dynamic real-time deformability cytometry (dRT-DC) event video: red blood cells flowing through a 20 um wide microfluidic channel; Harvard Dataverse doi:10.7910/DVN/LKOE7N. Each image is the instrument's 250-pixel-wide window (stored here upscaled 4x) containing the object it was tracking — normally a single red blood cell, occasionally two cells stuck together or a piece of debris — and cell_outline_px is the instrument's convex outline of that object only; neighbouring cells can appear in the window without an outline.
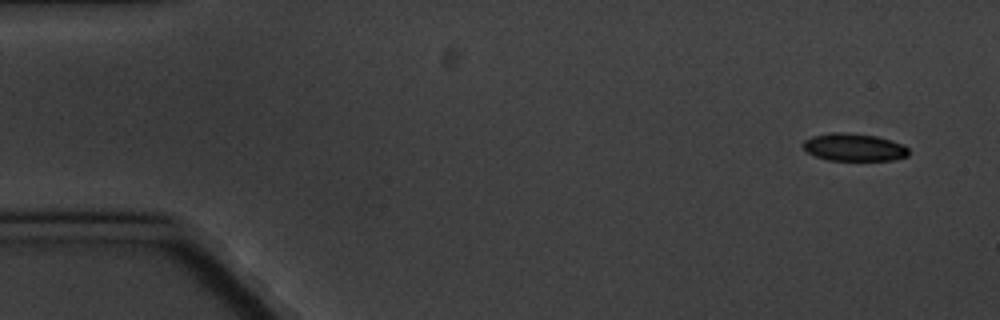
{"species": "common noctule bat (a hibernating species)", "species_latin": "Nyctalus noctula", "temperature_condition": "cold", "stored_images_in_passage": 5, "camera_frame_rate_fps": 3000, "um_per_image_px": 0.085, "animal": {"sex": "male", "body_mass_g": 20.1, "forearm_length_mm": 53.5}, "frame": {"image": 1, "passage_image": 1, "time_ms": 0.0, "image_size_px": [1000, 320], "cell_outline_px": [[908, 156], [892, 160], [828, 160], [816, 156], [808, 152], [804, 148], [804, 140], [812, 136], [832, 132], [848, 132], [876, 136], [892, 140], [904, 144], [908, 148]], "centroid_in_image_um": [72.62, 12.51], "position_along_channel_um": 12.4, "area_um2": 16.99}}
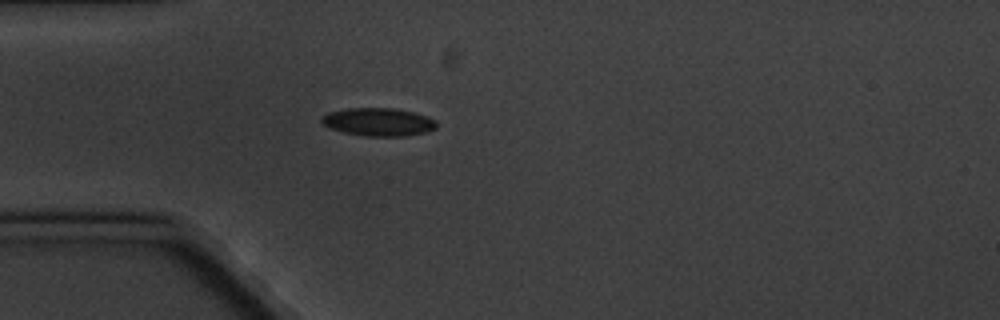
{"frame": {"image": 2, "passage_image": 4, "time_ms": 4.333, "image_size_px": [1000, 320], "cell_outline_px": [[436, 128], [424, 132], [404, 136], [368, 136], [344, 132], [328, 128], [320, 120], [320, 116], [328, 112], [348, 108], [396, 108], [428, 116], [436, 120]], "centroid_in_image_um": [32.14, 10.35], "position_along_channel_um": 52.9, "area_um2": 18.79}}